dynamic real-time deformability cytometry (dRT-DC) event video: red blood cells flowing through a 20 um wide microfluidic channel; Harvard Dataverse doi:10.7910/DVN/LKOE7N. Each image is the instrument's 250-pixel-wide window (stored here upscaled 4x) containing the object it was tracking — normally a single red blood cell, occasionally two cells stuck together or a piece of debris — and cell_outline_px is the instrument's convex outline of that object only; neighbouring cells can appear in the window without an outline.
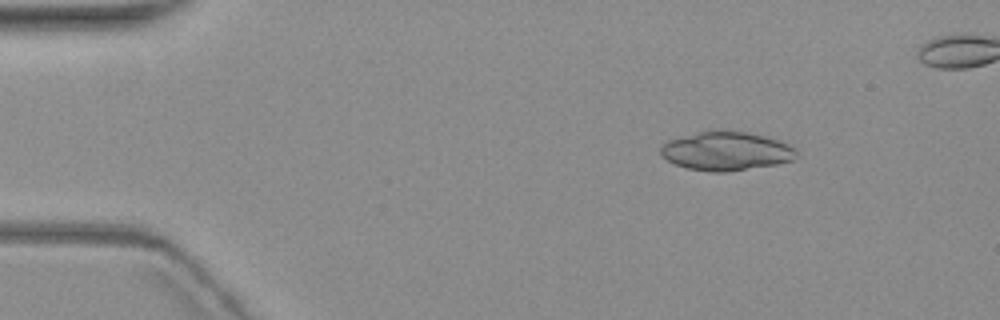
{"species": "common noctule bat (a hibernating species)", "species_latin": "Nyctalus noctula", "temperature_condition": "warm", "stored_images_in_passage": 7, "camera_frame_rate_fps": 3000, "um_per_image_px": 0.085, "animal": {"sex": "female", "body_mass_g": 19.3, "forearm_length_mm": 54.1}, "frame": {"image": 1, "passage_image": 2, "time_ms": 1.667, "image_size_px": [1000, 320], "cell_outline_px": [[796, 160], [780, 164], [728, 172], [712, 172], [688, 168], [676, 164], [660, 156], [660, 148], [668, 140], [716, 128], [720, 128], [748, 132], [764, 136], [788, 144], [796, 148]], "centroid_in_image_um": [61.76, 12.83], "position_along_channel_um": 23.2, "area_um2": 31.1}}